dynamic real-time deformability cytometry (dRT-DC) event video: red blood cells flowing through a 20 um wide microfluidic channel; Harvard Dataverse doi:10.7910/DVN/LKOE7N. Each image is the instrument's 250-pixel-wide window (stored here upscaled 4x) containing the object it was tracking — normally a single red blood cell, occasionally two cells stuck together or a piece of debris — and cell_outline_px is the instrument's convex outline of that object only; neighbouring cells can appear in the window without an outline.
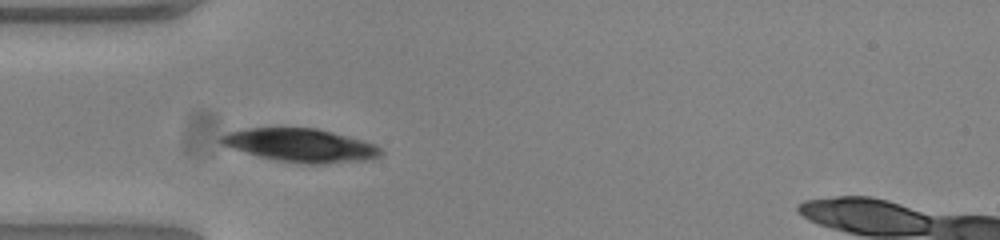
{"species": "common noctule bat (a hibernating species)", "species_latin": "Nyctalus noctula", "temperature_condition": "warm", "stored_images_in_passage": 31, "camera_frame_rate_fps": 3000, "um_per_image_px": 0.085, "animal": {"sex": "female", "body_mass_g": 23.0, "forearm_length_mm": 53.4}, "frame": {"image": 1, "passage_image": 1, "time_ms": 0.0, "image_size_px": [1000, 240], "cell_outline_px": [[384, 152], [380, 156], [360, 160], [324, 164], [308, 164], [276, 160], [260, 156], [232, 148], [220, 144], [220, 136], [228, 132], [248, 128], [316, 128], [332, 132], [376, 144]], "centroid_in_image_um": [25.54, 12.34], "position_along_channel_um": 59.5, "area_um2": 30.63}}